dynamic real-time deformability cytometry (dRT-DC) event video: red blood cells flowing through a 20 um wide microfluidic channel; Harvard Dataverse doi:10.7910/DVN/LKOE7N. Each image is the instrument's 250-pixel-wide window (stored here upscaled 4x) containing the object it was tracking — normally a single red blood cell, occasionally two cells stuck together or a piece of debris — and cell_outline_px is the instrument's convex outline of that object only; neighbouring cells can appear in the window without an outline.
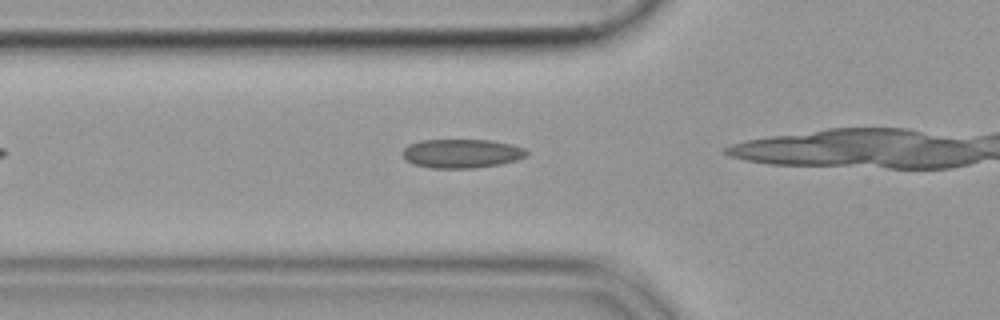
{"species": "common noctule bat (a hibernating species)", "species_latin": "Nyctalus noctula", "temperature_condition": "cold", "stored_images_in_passage": 8, "camera_frame_rate_fps": 3000, "um_per_image_px": 0.085, "animal": {"sex": "female", "body_mass_g": 19.9}, "frame": {"image": 1, "passage_image": 3, "time_ms": 0.667, "image_size_px": [1000, 320], "cell_outline_px": [[528, 152], [524, 156], [516, 160], [500, 164], [476, 168], [432, 168], [412, 164], [404, 160], [400, 152], [408, 144], [420, 140], [492, 140], [512, 144], [524, 148]], "centroid_in_image_um": [39.18, 13.04], "position_along_channel_um": 86.6, "area_um2": 21.15}}